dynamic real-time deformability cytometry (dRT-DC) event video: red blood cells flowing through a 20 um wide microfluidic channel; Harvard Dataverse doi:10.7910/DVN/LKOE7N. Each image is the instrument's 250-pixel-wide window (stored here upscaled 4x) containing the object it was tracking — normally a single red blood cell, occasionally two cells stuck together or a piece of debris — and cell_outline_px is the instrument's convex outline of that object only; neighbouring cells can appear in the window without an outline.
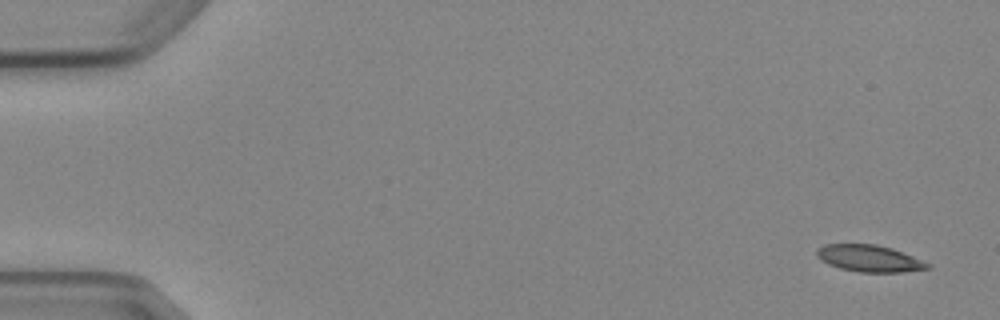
{"species": "Egyptian fruit bat (a non-hibernating species)", "species_latin": "Rousettus aegyptiacus", "temperature_condition": "cold", "stored_images_in_passage": 5, "camera_frame_rate_fps": 3000, "um_per_image_px": 0.085, "animal": {"sex": "female"}, "frame": {"image": 1, "passage_image": 1, "time_ms": 0.0, "image_size_px": [1000, 320], "cell_outline_px": [[932, 268], [904, 272], [860, 272], [840, 268], [828, 264], [816, 256], [816, 248], [824, 244], [876, 244], [892, 248], [932, 264]], "centroid_in_image_um": [73.9, 21.96], "position_along_channel_um": 11.1, "area_um2": 17.4}}
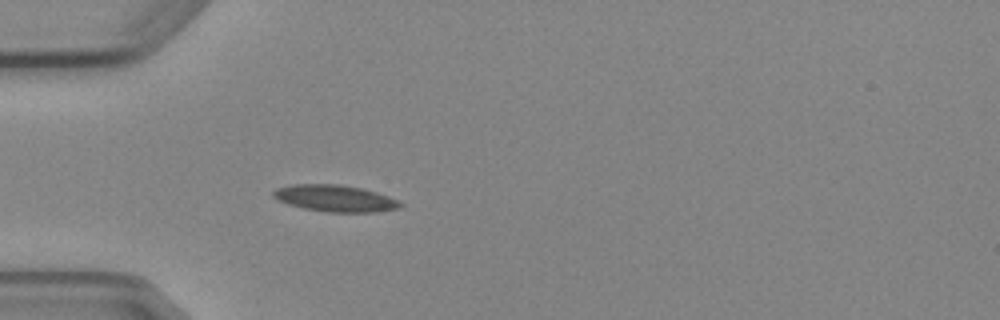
{"frame": {"image": 2, "passage_image": 5, "time_ms": 4.667, "image_size_px": [1000, 320], "cell_outline_px": [[404, 204], [400, 208], [376, 212], [328, 212], [304, 208], [288, 204], [272, 196], [272, 192], [276, 188], [292, 184], [340, 184], [360, 188], [376, 192], [388, 196]], "centroid_in_image_um": [28.48, 16.85], "position_along_channel_um": 56.5, "area_um2": 19.65}}